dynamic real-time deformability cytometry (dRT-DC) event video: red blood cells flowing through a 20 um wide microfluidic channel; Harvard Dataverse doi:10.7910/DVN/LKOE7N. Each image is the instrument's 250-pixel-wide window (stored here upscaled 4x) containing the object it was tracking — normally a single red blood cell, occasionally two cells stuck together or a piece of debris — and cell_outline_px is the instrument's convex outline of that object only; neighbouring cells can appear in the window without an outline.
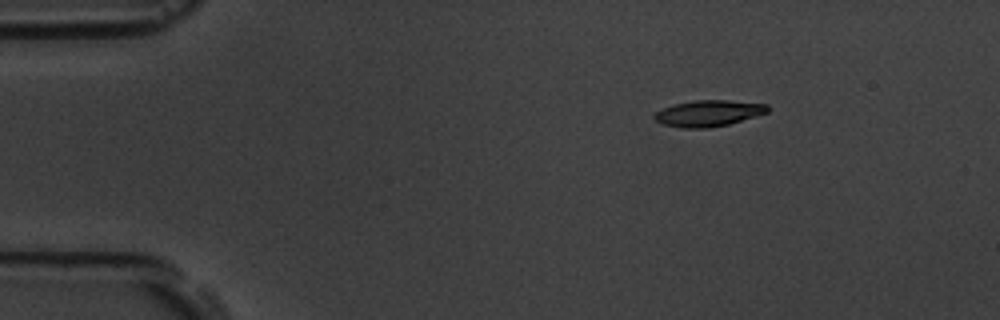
{"species": "common noctule bat (a hibernating species)", "species_latin": "Nyctalus noctula", "temperature_condition": "room temperature", "stored_images_in_passage": 47, "camera_frame_rate_fps": 3000, "um_per_image_px": 0.085, "animal": {"sex": "male", "body_mass_g": 19.5, "forearm_length_mm": 54.6}, "frame": {"image": 1, "passage_image": 1, "time_ms": 0.0, "image_size_px": [1000, 320], "cell_outline_px": [[768, 112], [756, 116], [728, 124], [708, 128], [680, 128], [664, 124], [652, 120], [652, 116], [656, 112], [664, 108], [676, 104], [692, 100], [728, 100], [768, 104]], "centroid_in_image_um": [60.19, 9.63], "position_along_channel_um": 24.8, "area_um2": 17.28}}
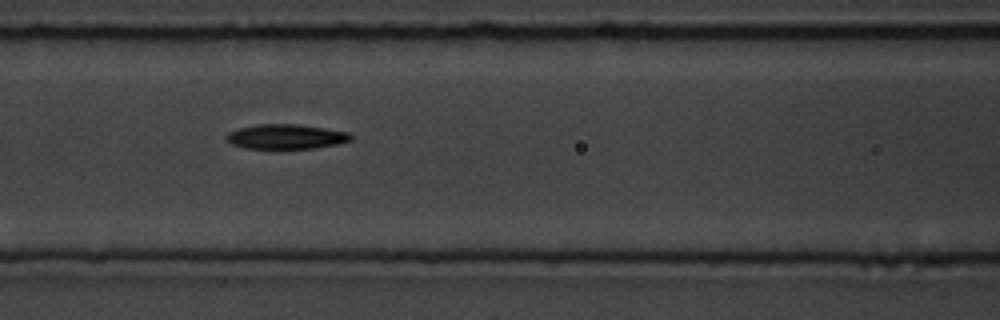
{"frame": {"image": 2, "passage_image": 16, "time_ms": 5.0, "image_size_px": [1000, 320], "cell_outline_px": [[352, 140], [340, 144], [316, 148], [244, 148], [232, 144], [224, 140], [224, 136], [228, 132], [240, 128], [256, 124], [296, 124], [324, 128], [348, 132], [352, 136]], "centroid_in_image_um": [24.29, 11.61], "position_along_channel_um": 142.3, "area_um2": 18.03}}
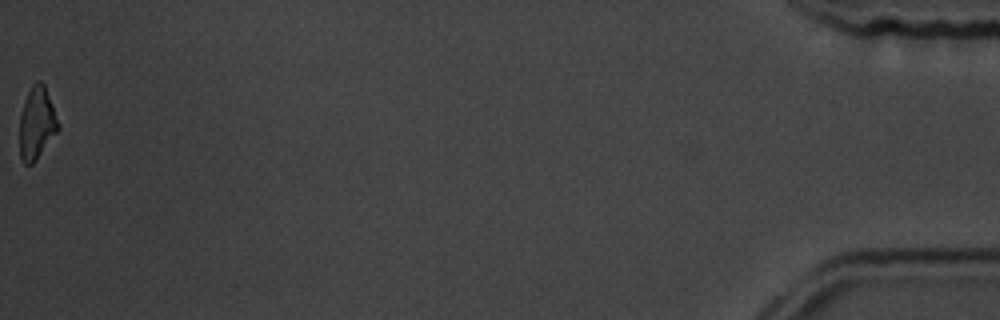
{"frame": {"image": 3, "passage_image": 47, "time_ms": 15.333, "image_size_px": [1000, 320], "cell_outline_px": [[60, 128], [36, 160], [32, 164], [24, 164], [20, 160], [20, 116], [28, 92], [32, 84], [36, 80], [40, 80], [44, 84], [60, 124]], "centroid_in_image_um": [3.13, 10.48], "position_along_channel_um": 432.1, "area_um2": 16.18}, "authors_computed_cell_mechanics": {"area_um2": 17.4556, "velocity_mm_per_s": 3.7957, "shape_relaxation_time_tau1_ms": 2.392, "shape_relaxation_time_tau2_ms": 4.6505, "deformation_change_tau1": 0.1551, "deformation_change_tau2": 0.147}}